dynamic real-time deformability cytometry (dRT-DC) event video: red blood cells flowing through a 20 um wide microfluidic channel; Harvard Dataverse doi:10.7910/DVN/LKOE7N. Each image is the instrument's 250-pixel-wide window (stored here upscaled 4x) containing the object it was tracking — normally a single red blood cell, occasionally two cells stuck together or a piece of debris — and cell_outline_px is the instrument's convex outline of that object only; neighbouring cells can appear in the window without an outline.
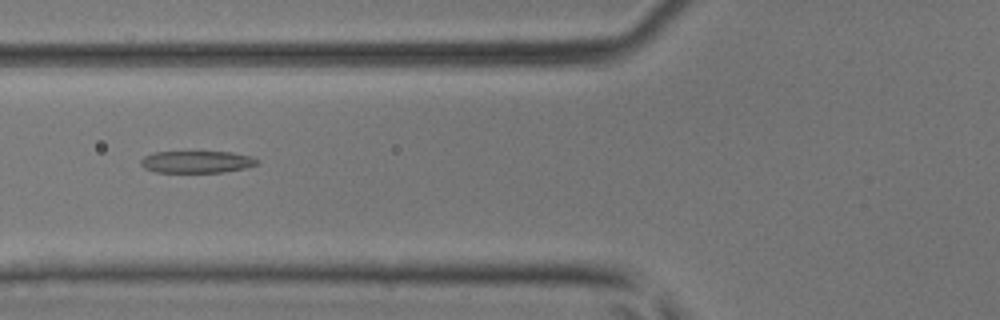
{"species": "common noctule bat (a hibernating species)", "species_latin": "Nyctalus noctula", "temperature_condition": "room temperature", "stored_images_in_passage": 7, "camera_frame_rate_fps": 3000, "um_per_image_px": 0.085, "animal": {"sex": "male", "body_mass_g": 17.9, "forearm_length_mm": 54.2}, "frame": {"image": 1, "passage_image": 6, "time_ms": 5.667, "image_size_px": [1000, 320], "cell_outline_px": [[256, 164], [244, 168], [224, 172], [156, 172], [144, 168], [140, 164], [140, 160], [144, 156], [152, 152], [232, 152], [252, 156], [256, 160]], "centroid_in_image_um": [16.67, 13.75], "position_along_channel_um": 109.1, "area_um2": 14.85}}
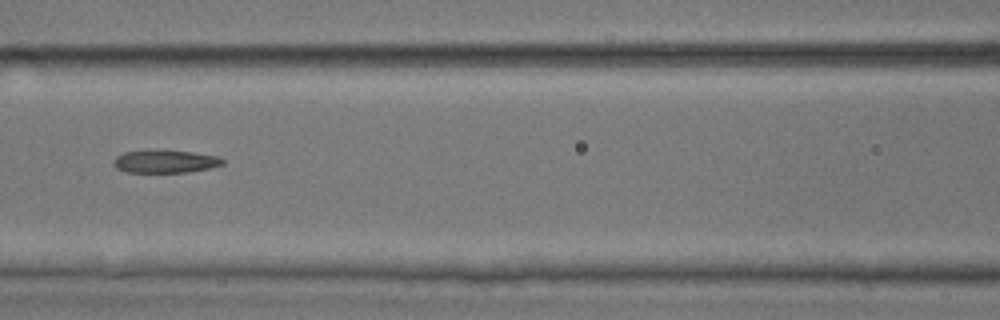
{"frame": {"image": 2, "passage_image": 7, "time_ms": 6.667, "image_size_px": [1000, 320], "cell_outline_px": [[224, 164], [212, 168], [188, 172], [128, 172], [116, 168], [112, 164], [112, 160], [116, 156], [124, 152], [148, 148], [192, 152], [216, 156], [224, 160]], "centroid_in_image_um": [13.99, 13.7], "position_along_channel_um": 152.6, "area_um2": 14.97}}